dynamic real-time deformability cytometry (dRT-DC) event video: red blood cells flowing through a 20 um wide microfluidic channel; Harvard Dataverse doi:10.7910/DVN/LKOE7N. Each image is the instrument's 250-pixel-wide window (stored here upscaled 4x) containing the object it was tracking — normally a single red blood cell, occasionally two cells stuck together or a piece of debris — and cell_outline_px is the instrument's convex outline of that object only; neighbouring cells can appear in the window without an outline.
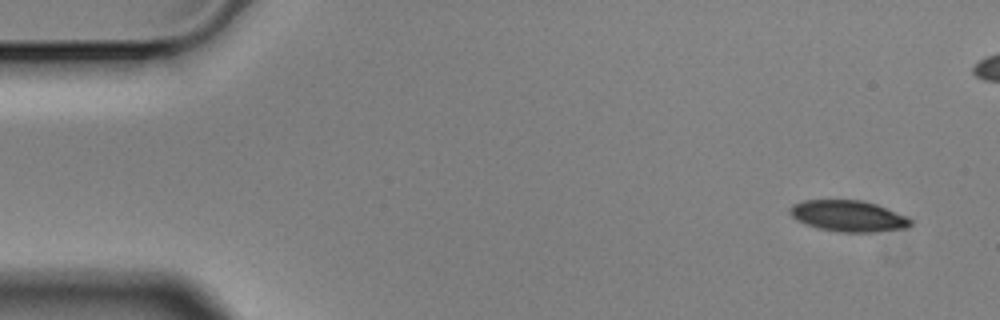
{"species": "Egyptian fruit bat (a non-hibernating species)", "species_latin": "Rousettus aegyptiacus", "temperature_condition": "cold", "stored_images_in_passage": 5, "camera_frame_rate_fps": 3000, "um_per_image_px": 0.085, "animal": {"sex": "male"}, "frame": {"image": 1, "passage_image": 1, "time_ms": 0.0, "image_size_px": [1000, 320], "cell_outline_px": [[912, 224], [908, 228], [872, 232], [840, 232], [820, 228], [804, 224], [796, 220], [788, 212], [788, 208], [792, 204], [804, 200], [860, 200], [876, 204], [908, 216], [912, 220]], "centroid_in_image_um": [72.1, 18.36], "position_along_channel_um": 12.9, "area_um2": 22.08}}